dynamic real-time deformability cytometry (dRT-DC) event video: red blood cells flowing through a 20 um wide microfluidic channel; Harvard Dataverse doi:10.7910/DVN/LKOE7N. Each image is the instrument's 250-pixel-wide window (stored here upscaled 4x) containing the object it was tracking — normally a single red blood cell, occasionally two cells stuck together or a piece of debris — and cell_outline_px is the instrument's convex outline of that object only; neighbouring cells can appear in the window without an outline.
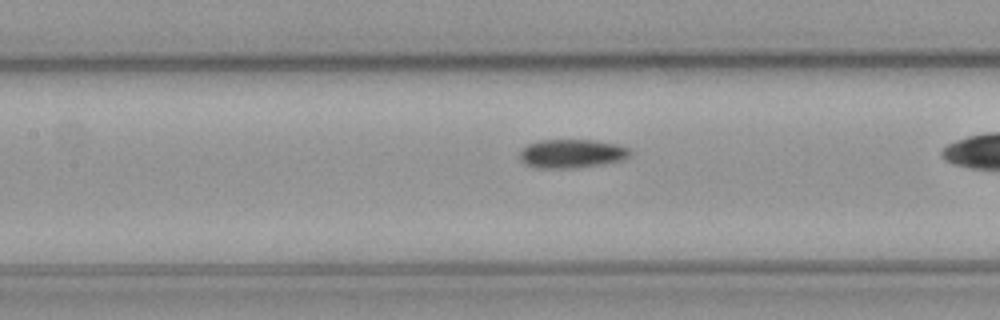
{"species": "common noctule bat (a hibernating species)", "species_latin": "Nyctalus noctula", "temperature_condition": "cold", "stored_images_in_passage": 15, "camera_frame_rate_fps": 3000, "um_per_image_px": 0.085, "animal": {"sex": "male", "body_mass_g": 23.1, "forearm_length_mm": 52.7}, "frame": {"image": 1, "passage_image": 13, "time_ms": 4.0, "image_size_px": [1000, 320], "cell_outline_px": [[632, 152], [624, 160], [604, 164], [576, 168], [536, 168], [520, 160], [520, 152], [528, 144], [540, 140], [592, 140], [620, 144], [628, 148]], "centroid_in_image_um": [48.64, 13.06], "position_along_channel_um": 158.8, "area_um2": 18.55}}